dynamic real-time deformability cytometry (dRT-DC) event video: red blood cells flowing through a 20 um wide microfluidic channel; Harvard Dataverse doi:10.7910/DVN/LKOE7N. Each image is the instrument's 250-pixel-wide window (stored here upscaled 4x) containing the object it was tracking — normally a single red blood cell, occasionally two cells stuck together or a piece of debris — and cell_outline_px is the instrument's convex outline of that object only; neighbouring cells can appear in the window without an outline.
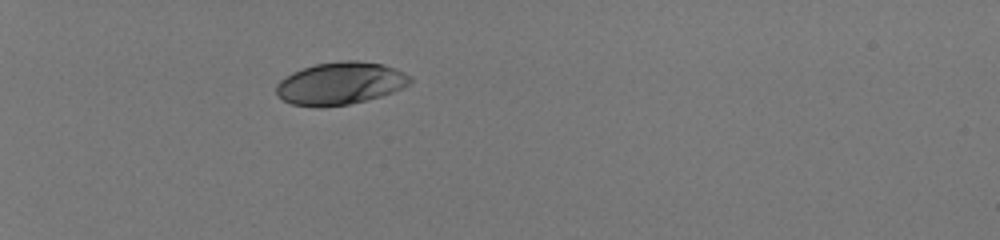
{"species": "human", "species_latin": "Homo sapiens", "temperature_condition": "room temperature", "stored_images_in_passage": 36, "camera_frame_rate_fps": 3000, "um_per_image_px": 0.085, "donor": {"sex": "male"}, "frame": {"image": 1, "passage_image": 1, "time_ms": 0.0, "image_size_px": [1000, 240], "cell_outline_px": [[412, 80], [408, 84], [392, 92], [380, 96], [348, 104], [320, 108], [292, 104], [284, 100], [276, 92], [276, 84], [284, 76], [292, 72], [316, 64], [344, 60], [356, 60], [380, 64], [396, 68], [412, 76]], "centroid_in_image_um": [28.91, 7.08], "position_along_channel_um": 56.1, "area_um2": 33.0}}
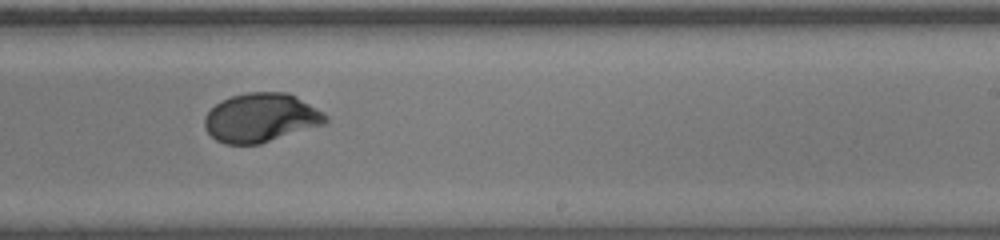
{"frame": {"image": 2, "passage_image": 20, "time_ms": 6.333, "image_size_px": [1000, 240], "cell_outline_px": [[328, 120], [324, 124], [260, 144], [224, 144], [216, 140], [204, 128], [204, 116], [220, 100], [232, 96], [248, 92], [288, 92], [296, 96], [328, 116]], "centroid_in_image_um": [22.15, 10.01], "position_along_channel_um": 266.9, "area_um2": 34.39}}
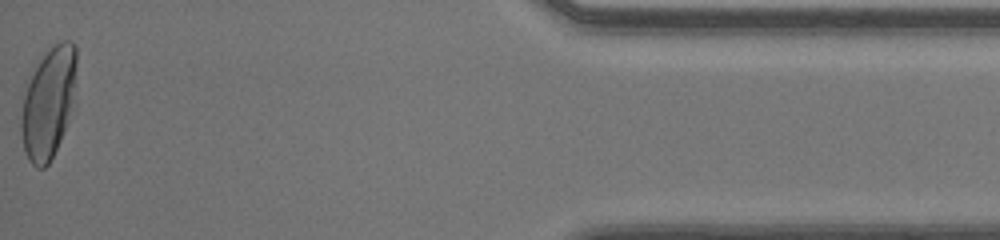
{"frame": {"image": 3, "passage_image": 36, "time_ms": 11.667, "image_size_px": [1000, 240], "cell_outline_px": [[76, 108], [48, 164], [44, 168], [36, 168], [28, 160], [24, 152], [20, 128], [20, 116], [24, 96], [28, 84], [40, 60], [60, 40], [72, 40], [76, 44]], "centroid_in_image_um": [4.17, 8.77], "position_along_channel_um": 431.0, "area_um2": 36.24}, "authors_computed_cell_mechanics": {"area_um2": 34.4199, "velocity_mm_per_s": 4.089, "shape_relaxation_time_tau1_ms": 2.6789, "shape_relaxation_time_tau2_ms": null, "deformation_change_tau1": 0.1768, "deformation_change_tau2": null}}